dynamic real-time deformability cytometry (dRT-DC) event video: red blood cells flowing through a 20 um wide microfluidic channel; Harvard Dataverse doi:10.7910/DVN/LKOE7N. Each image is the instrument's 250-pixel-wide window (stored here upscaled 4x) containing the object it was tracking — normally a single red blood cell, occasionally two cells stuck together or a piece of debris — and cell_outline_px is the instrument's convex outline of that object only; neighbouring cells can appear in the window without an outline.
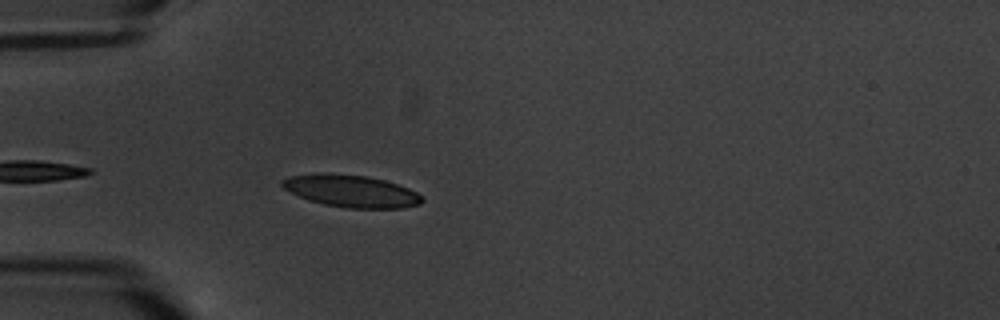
{"species": "common noctule bat (a hibernating species)", "species_latin": "Nyctalus noctula", "temperature_condition": "warm", "stored_images_in_passage": 6, "camera_frame_rate_fps": 3000, "um_per_image_px": 0.085, "animal": {"sex": "male", "body_mass_g": 20.1, "forearm_length_mm": 53.5}, "frame": {"image": 1, "passage_image": 6, "time_ms": 5.667, "image_size_px": [1000, 320], "cell_outline_px": [[424, 200], [420, 204], [404, 208], [348, 208], [324, 204], [308, 200], [284, 188], [280, 184], [280, 180], [288, 176], [328, 172], [368, 176], [384, 180], [408, 188], [424, 196]], "centroid_in_image_um": [29.86, 16.23], "position_along_channel_um": 55.1, "area_um2": 26.36}}